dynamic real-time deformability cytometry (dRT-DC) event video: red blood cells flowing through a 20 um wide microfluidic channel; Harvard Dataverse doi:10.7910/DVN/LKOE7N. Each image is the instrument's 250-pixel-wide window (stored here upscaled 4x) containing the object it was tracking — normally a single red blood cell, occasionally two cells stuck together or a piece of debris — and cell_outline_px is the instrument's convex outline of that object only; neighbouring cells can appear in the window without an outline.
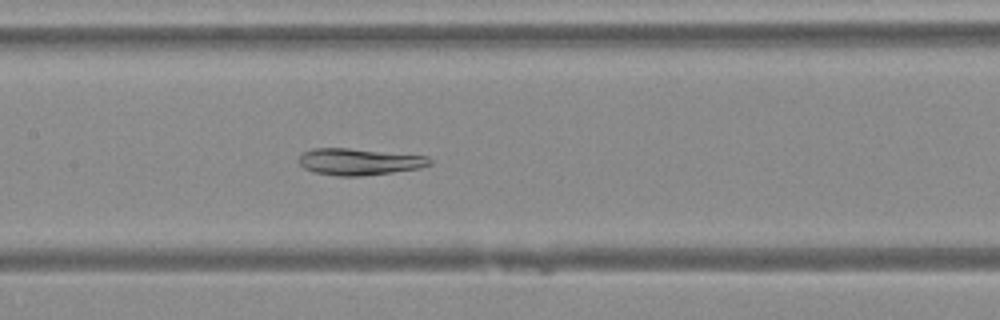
{"species": "Egyptian fruit bat (a non-hibernating species)", "species_latin": "Rousettus aegyptiacus", "temperature_condition": "warm", "stored_images_in_passage": 49, "camera_frame_rate_fps": 3000, "um_per_image_px": 0.085, "animal": {"sex": "female"}, "frame": {"image": 1, "passage_image": 24, "time_ms": 7.667, "image_size_px": [1000, 320], "cell_outline_px": [[432, 164], [420, 168], [392, 172], [360, 176], [336, 176], [312, 172], [304, 168], [300, 164], [300, 156], [304, 152], [312, 148], [348, 148], [428, 156], [432, 160]], "centroid_in_image_um": [30.53, 13.75], "position_along_channel_um": 176.9, "area_um2": 20.29}}
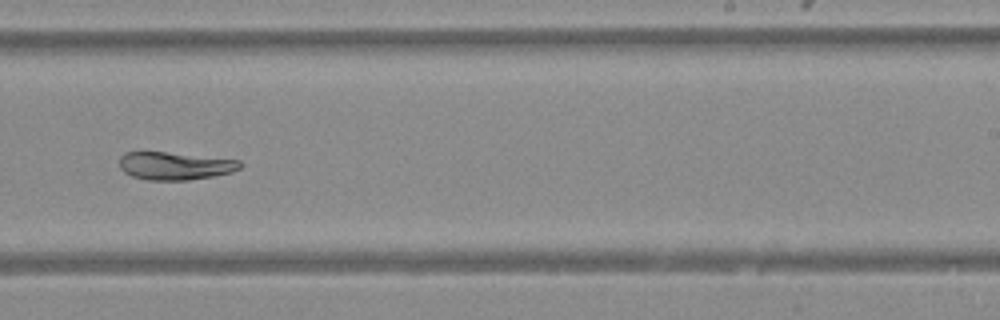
{"frame": {"image": 2, "passage_image": 31, "time_ms": 10.0, "image_size_px": [1000, 320], "cell_outline_px": [[244, 164], [240, 168], [232, 172], [212, 176], [188, 180], [148, 180], [132, 176], [124, 172], [120, 168], [120, 156], [124, 152], [164, 152], [240, 160]], "centroid_in_image_um": [14.87, 14.1], "position_along_channel_um": 274.1, "area_um2": 19.48}}
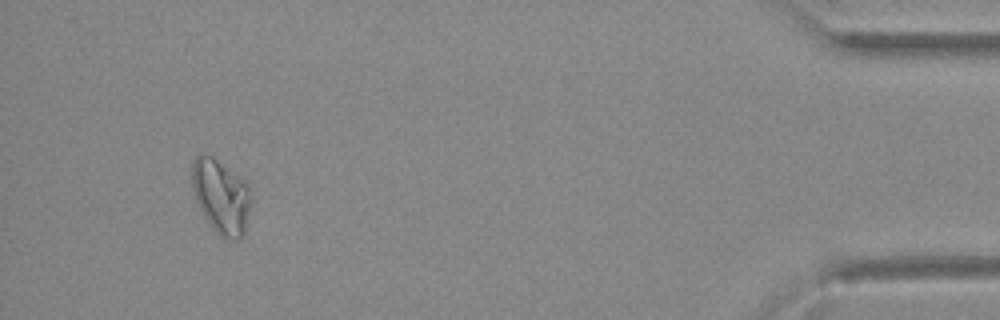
{"frame": {"image": 3, "passage_image": 46, "time_ms": 15.0, "image_size_px": [1000, 320], "cell_outline_px": [[252, 200], [244, 236], [236, 240], [228, 240], [220, 236], [216, 232], [204, 216], [196, 200], [192, 188], [192, 164], [196, 156], [200, 152], [212, 156], [244, 180], [248, 184], [252, 196]], "centroid_in_image_um": [18.81, 16.71], "position_along_channel_um": 416.4, "area_um2": 25.78}}